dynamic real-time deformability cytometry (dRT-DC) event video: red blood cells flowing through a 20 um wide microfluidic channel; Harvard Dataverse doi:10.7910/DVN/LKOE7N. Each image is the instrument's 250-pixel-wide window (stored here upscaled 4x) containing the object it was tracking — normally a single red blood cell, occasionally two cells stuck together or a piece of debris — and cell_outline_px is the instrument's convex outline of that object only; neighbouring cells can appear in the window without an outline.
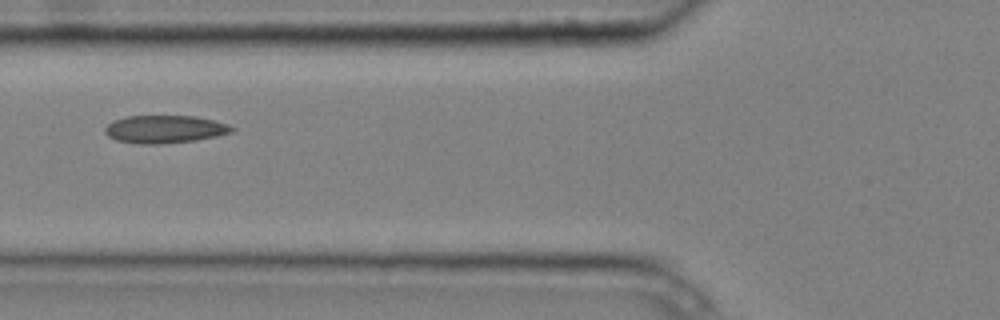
{"species": "common noctule bat (a hibernating species)", "species_latin": "Nyctalus noctula", "temperature_condition": "cold", "stored_images_in_passage": 8, "camera_frame_rate_fps": 3000, "um_per_image_px": 0.085, "animal": {"sex": "male", "body_mass_g": 20.4}, "frame": {"image": 1, "passage_image": 7, "time_ms": 2.0, "image_size_px": [1000, 320], "cell_outline_px": [[236, 128], [232, 132], [216, 136], [196, 140], [160, 144], [140, 144], [116, 140], [108, 136], [104, 132], [104, 128], [108, 124], [116, 120], [128, 116], [196, 116], [228, 124]], "centroid_in_image_um": [14.01, 10.98], "position_along_channel_um": 111.8, "area_um2": 20.46}}
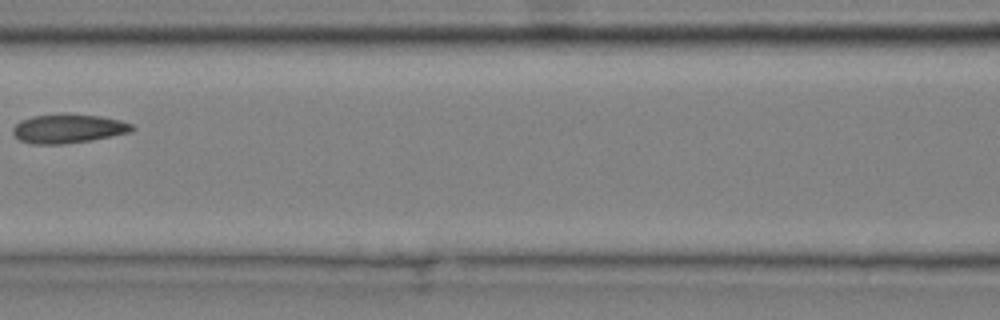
{"frame": {"image": 2, "passage_image": 8, "time_ms": 2.333, "image_size_px": [1000, 320], "cell_outline_px": [[136, 128], [132, 132], [92, 140], [64, 144], [32, 144], [20, 140], [12, 132], [12, 128], [20, 120], [32, 116], [64, 112], [68, 112], [100, 116], [120, 120], [132, 124]], "centroid_in_image_um": [5.81, 10.91], "position_along_channel_um": 160.8, "area_um2": 20.63}}